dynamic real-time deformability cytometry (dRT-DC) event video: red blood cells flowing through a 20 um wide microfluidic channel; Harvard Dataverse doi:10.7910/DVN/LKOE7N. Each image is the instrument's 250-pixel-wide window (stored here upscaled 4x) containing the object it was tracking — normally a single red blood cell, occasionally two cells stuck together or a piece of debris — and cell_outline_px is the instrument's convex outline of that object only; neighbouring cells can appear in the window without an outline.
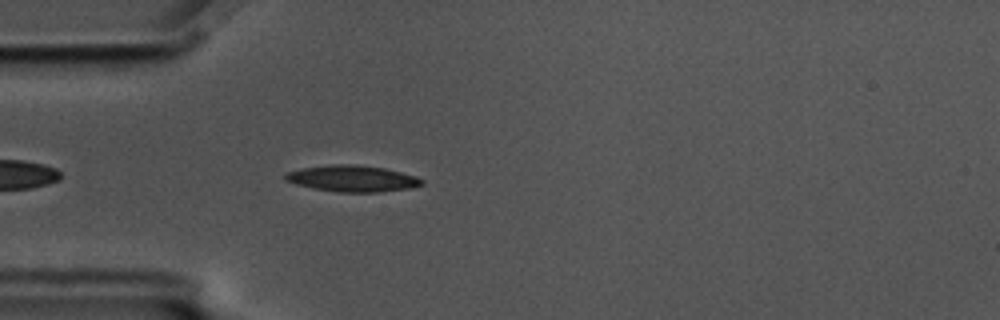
{"species": "common noctule bat (a hibernating species)", "species_latin": "Nyctalus noctula", "temperature_condition": "cold", "stored_images_in_passage": 45, "camera_frame_rate_fps": 3000, "um_per_image_px": 0.085, "animal": {"sex": "male", "body_mass_g": 17.5, "forearm_length_mm": 52.3}, "frame": {"image": 1, "passage_image": 4, "time_ms": 1.0, "image_size_px": [1000, 320], "cell_outline_px": [[424, 184], [408, 188], [380, 192], [340, 192], [316, 188], [296, 184], [284, 180], [284, 172], [300, 168], [332, 164], [356, 164], [384, 168], [416, 176], [424, 180]], "centroid_in_image_um": [29.92, 15.16], "position_along_channel_um": 55.1, "area_um2": 20.92}}
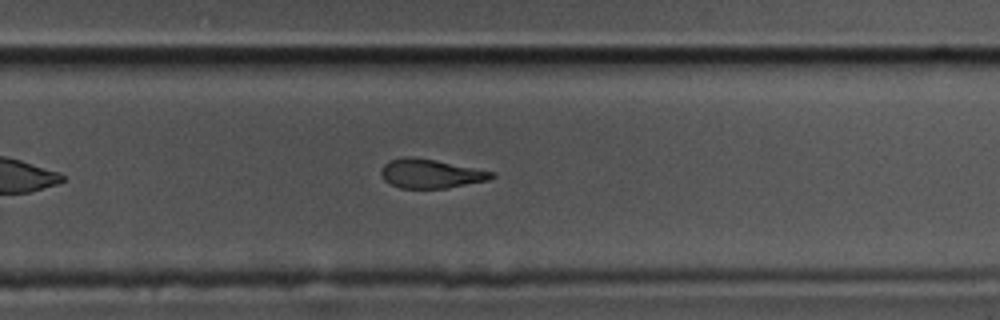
{"frame": {"image": 2, "passage_image": 25, "time_ms": 8.0, "image_size_px": [1000, 320], "cell_outline_px": [[496, 176], [488, 180], [448, 188], [400, 188], [384, 180], [380, 172], [384, 164], [388, 160], [408, 156], [412, 156], [436, 160], [496, 172]], "centroid_in_image_um": [36.62, 14.75], "position_along_channel_um": 293.2, "area_um2": 18.79}}
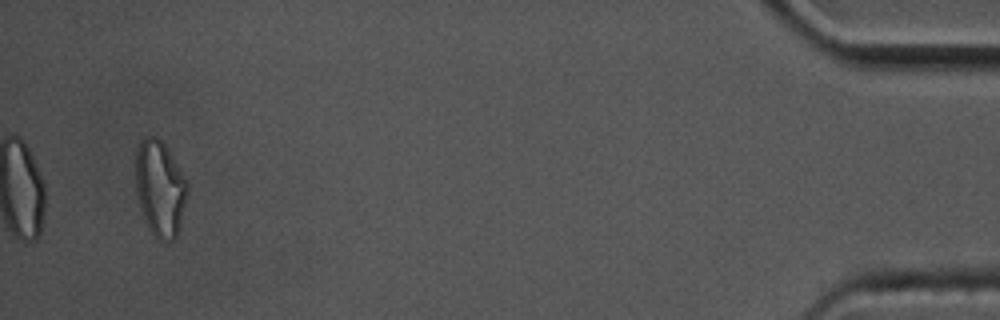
{"frame": {"image": 3, "passage_image": 43, "time_ms": 14.0, "image_size_px": [1000, 320], "cell_outline_px": [[188, 192], [180, 228], [176, 240], [168, 244], [156, 240], [148, 228], [144, 220], [140, 208], [136, 192], [136, 152], [140, 140], [144, 136], [152, 136], [160, 140], [164, 144], [188, 184]], "centroid_in_image_um": [13.6, 16.12], "position_along_channel_um": 421.6, "area_um2": 29.25}, "authors_computed_cell_mechanics": {"area_um2": 20.3456, "velocity_mm_per_s": 3.4809, "shape_relaxation_time_tau1_ms": 5.419, "shape_relaxation_time_tau2_ms": 3.8622, "deformation_change_tau1": 0.159, "deformation_change_tau2": 0.118}}